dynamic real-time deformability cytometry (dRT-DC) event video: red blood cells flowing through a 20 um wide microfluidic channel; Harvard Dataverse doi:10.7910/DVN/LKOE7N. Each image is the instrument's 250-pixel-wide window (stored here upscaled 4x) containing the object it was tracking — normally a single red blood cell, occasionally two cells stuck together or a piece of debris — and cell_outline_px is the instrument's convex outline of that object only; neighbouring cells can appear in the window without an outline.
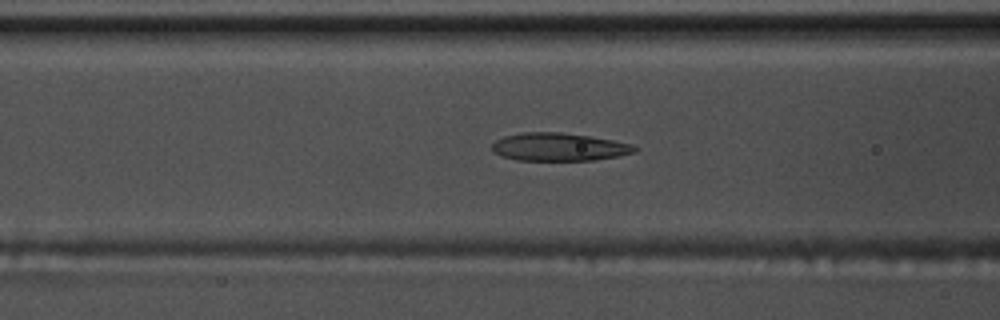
{"species": "common noctule bat (a hibernating species)", "species_latin": "Nyctalus noctula", "temperature_condition": "warm", "stored_images_in_passage": 43, "camera_frame_rate_fps": 3000, "um_per_image_px": 0.085, "animal": {"sex": "male", "body_mass_g": 17.5, "forearm_length_mm": 52.3}, "frame": {"image": 1, "passage_image": 10, "time_ms": 3.0, "image_size_px": [1000, 320], "cell_outline_px": [[640, 148], [636, 152], [620, 156], [596, 160], [516, 160], [492, 152], [492, 144], [496, 140], [504, 136], [524, 132], [560, 132], [588, 136], [612, 140], [632, 144]], "centroid_in_image_um": [47.54, 12.49], "position_along_channel_um": 119.1, "area_um2": 23.29}}
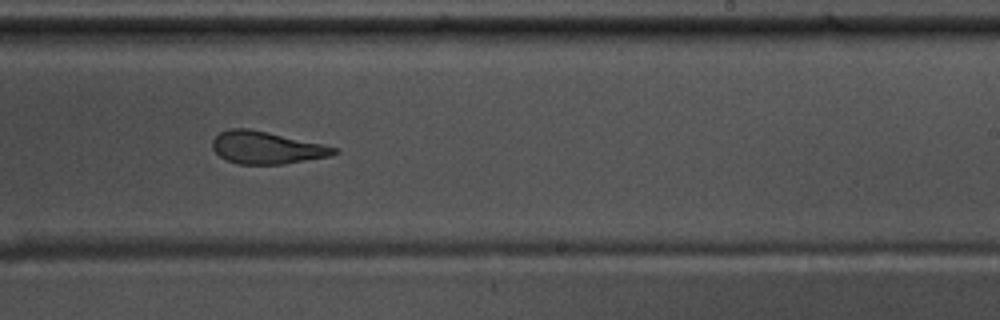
{"frame": {"image": 2, "passage_image": 22, "time_ms": 7.0, "image_size_px": [1000, 320], "cell_outline_px": [[340, 152], [332, 156], [284, 164], [240, 164], [224, 160], [212, 148], [212, 140], [220, 132], [228, 128], [248, 128], [268, 132], [340, 148]], "centroid_in_image_um": [22.67, 12.55], "position_along_channel_um": 266.3, "area_um2": 23.12}}
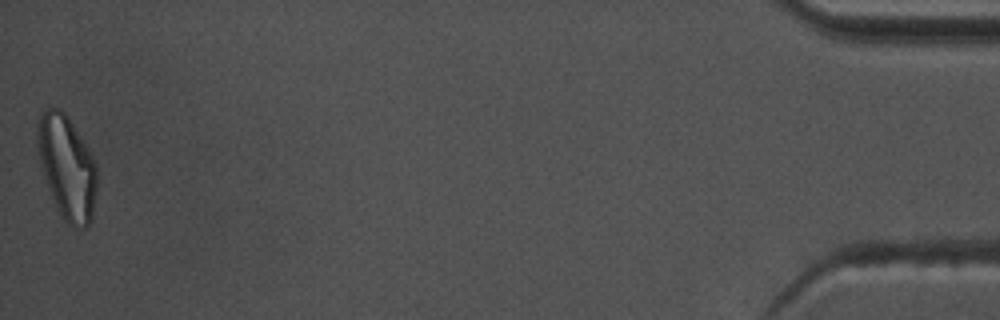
{"frame": {"image": 3, "passage_image": 43, "time_ms": 14.0, "image_size_px": [1000, 320], "cell_outline_px": [[96, 188], [92, 220], [84, 228], [72, 228], [60, 216], [56, 208], [40, 160], [36, 140], [36, 124], [40, 112], [48, 108], [60, 108], [64, 112], [72, 124], [92, 156], [96, 164]], "centroid_in_image_um": [5.68, 14.23], "position_along_channel_um": 429.5, "area_um2": 35.6}, "authors_computed_cell_mechanics": {"area_um2": 24.276, "velocity_mm_per_s": 3.6926, "shape_relaxation_time_tau1_ms": 4.2935, "shape_relaxation_time_tau2_ms": 1.7837, "deformation_change_tau1": 0.1918, "deformation_change_tau2": 0.1163}}